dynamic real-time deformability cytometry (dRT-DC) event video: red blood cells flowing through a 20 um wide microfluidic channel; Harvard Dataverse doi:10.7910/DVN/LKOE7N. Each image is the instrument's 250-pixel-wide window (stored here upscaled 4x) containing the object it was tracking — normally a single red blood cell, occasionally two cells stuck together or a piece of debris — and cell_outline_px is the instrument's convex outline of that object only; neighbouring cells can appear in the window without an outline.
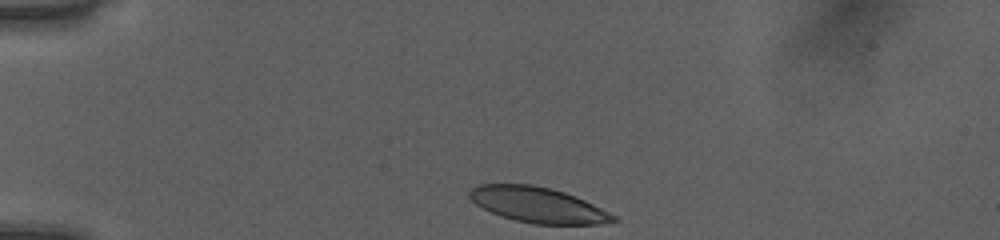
{"species": "human", "species_latin": "Homo sapiens", "temperature_condition": "room temperature", "stored_images_in_passage": 34, "camera_frame_rate_fps": 3000, "um_per_image_px": 0.085, "donor": {"sex": "female"}, "frame": {"image": 1, "passage_image": 1, "time_ms": 0.0, "image_size_px": [1000, 240], "cell_outline_px": [[620, 220], [600, 224], [532, 224], [516, 220], [492, 212], [476, 204], [468, 196], [468, 192], [472, 188], [480, 184], [532, 184], [564, 192], [576, 196], [616, 216]], "centroid_in_image_um": [45.73, 17.41], "position_along_channel_um": 39.3, "area_um2": 29.36}}
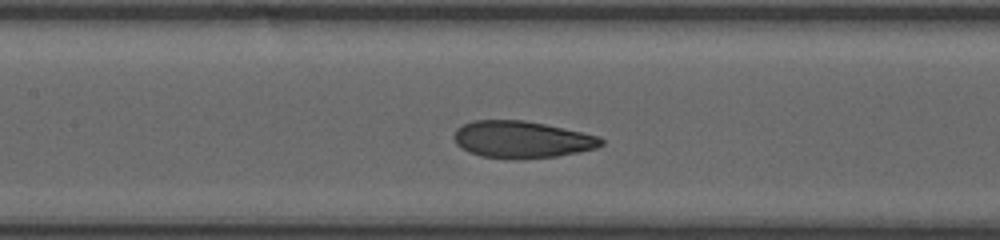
{"frame": {"image": 2, "passage_image": 14, "time_ms": 4.333, "image_size_px": [1000, 240], "cell_outline_px": [[604, 144], [596, 148], [580, 152], [556, 156], [480, 156], [468, 152], [460, 148], [456, 144], [456, 128], [472, 120], [524, 120], [544, 124], [600, 136], [604, 140]], "centroid_in_image_um": [44.38, 11.82], "position_along_channel_um": 163.0, "area_um2": 30.75}}
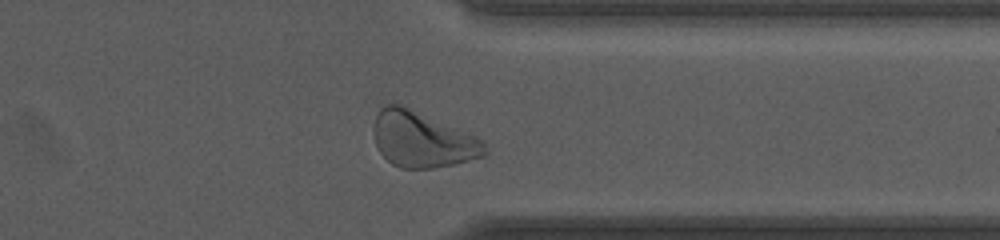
{"frame": {"image": 3, "passage_image": 30, "time_ms": 9.667, "image_size_px": [1000, 240], "cell_outline_px": [[488, 152], [484, 156], [452, 164], [432, 168], [400, 168], [392, 164], [380, 152], [376, 144], [372, 128], [376, 116], [380, 108], [384, 104], [404, 104], [472, 136], [480, 140], [484, 144]], "centroid_in_image_um": [35.82, 11.85], "position_along_channel_um": 375.6, "area_um2": 35.6}, "authors_computed_cell_mechanics": {"area_um2": 32.4836, "velocity_mm_per_s": 4.0004, "shape_relaxation_time_tau1_ms": 3.5085, "shape_relaxation_time_tau2_ms": 0.9601, "deformation_change_tau1": 0.178, "deformation_change_tau2": 0.0744}}